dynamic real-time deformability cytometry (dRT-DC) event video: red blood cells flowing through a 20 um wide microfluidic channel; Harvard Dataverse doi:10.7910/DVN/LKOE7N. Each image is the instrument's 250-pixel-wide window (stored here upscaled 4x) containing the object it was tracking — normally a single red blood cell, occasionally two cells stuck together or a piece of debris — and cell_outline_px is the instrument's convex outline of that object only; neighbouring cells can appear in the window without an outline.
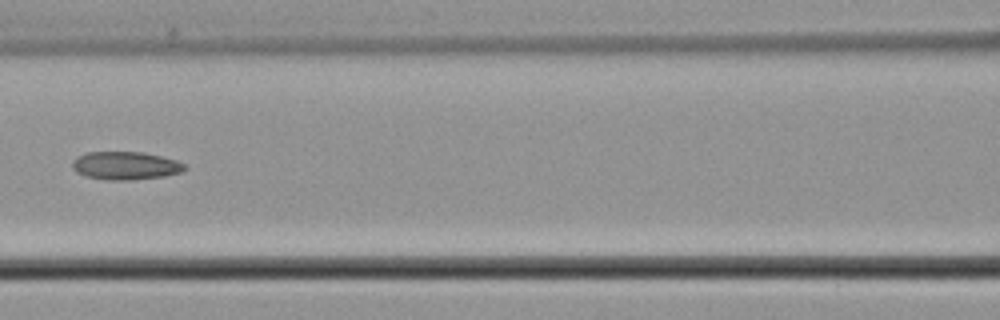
{"species": "common noctule bat (a hibernating species)", "species_latin": "Nyctalus noctula", "temperature_condition": "cold", "stored_images_in_passage": 8, "camera_frame_rate_fps": 3000, "um_per_image_px": 0.085, "animal": {"sex": "male", "body_mass_g": 21.5, "forearm_length_mm": 52.0}, "frame": {"image": 1, "passage_image": 8, "time_ms": 9.333, "image_size_px": [1000, 320], "cell_outline_px": [[188, 168], [180, 172], [164, 176], [128, 180], [108, 180], [88, 176], [76, 172], [72, 168], [72, 164], [76, 156], [88, 152], [144, 152], [176, 160], [184, 164]], "centroid_in_image_um": [10.66, 14.07], "position_along_channel_um": 155.9, "area_um2": 18.26}}